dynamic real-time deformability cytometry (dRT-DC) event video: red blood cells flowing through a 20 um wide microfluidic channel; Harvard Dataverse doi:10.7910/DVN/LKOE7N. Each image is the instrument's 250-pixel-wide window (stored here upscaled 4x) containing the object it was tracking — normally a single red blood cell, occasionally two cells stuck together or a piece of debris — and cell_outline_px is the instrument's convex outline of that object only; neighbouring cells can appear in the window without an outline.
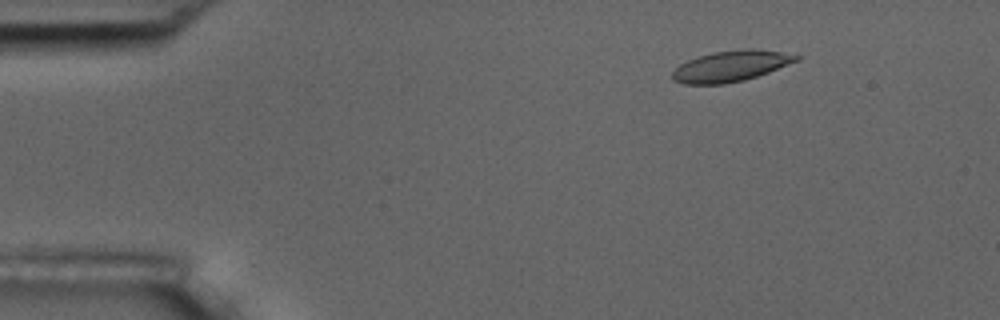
{"species": "common noctule bat (a hibernating species)", "species_latin": "Nyctalus noctula", "temperature_condition": "room temperature", "stored_images_in_passage": 6, "camera_frame_rate_fps": 3000, "um_per_image_px": 0.085, "animal": {"sex": "male", "body_mass_g": 17.5, "forearm_length_mm": 52.3}, "frame": {"image": 1, "passage_image": 3, "time_ms": 0.667, "image_size_px": [1000, 320], "cell_outline_px": [[800, 60], [768, 72], [744, 80], [724, 84], [684, 84], [672, 80], [672, 72], [680, 64], [688, 60], [712, 52], [744, 48], [752, 48], [780, 52], [800, 56]], "centroid_in_image_um": [62.11, 5.62], "position_along_channel_um": 22.9, "area_um2": 22.2}}